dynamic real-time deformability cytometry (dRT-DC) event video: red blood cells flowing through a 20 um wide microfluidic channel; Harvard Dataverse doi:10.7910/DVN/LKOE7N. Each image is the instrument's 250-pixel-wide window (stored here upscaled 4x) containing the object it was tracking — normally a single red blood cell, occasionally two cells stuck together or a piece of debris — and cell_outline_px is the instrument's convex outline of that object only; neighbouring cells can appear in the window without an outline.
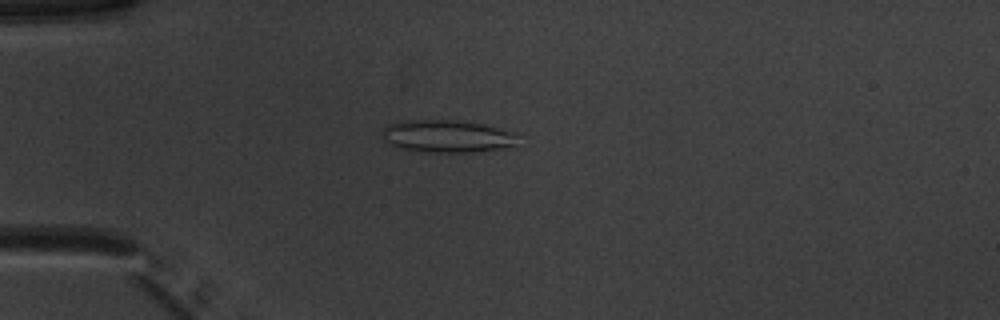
{"species": "common noctule bat (a hibernating species)", "species_latin": "Nyctalus noctula", "temperature_condition": "warm", "stored_images_in_passage": 49, "camera_frame_rate_fps": 3000, "um_per_image_px": 0.085, "animal": {"sex": "male", "body_mass_g": 20.1, "forearm_length_mm": 53.5}, "frame": {"image": 1, "passage_image": 12, "time_ms": 3.667, "image_size_px": [1000, 320], "cell_outline_px": [[520, 132], [516, 144], [500, 148], [472, 152], [428, 152], [400, 148], [388, 144], [384, 140], [380, 132], [388, 124], [400, 120], [456, 120], [480, 124]], "centroid_in_image_um": [37.99, 11.57], "position_along_channel_um": 47.0, "area_um2": 25.89}}
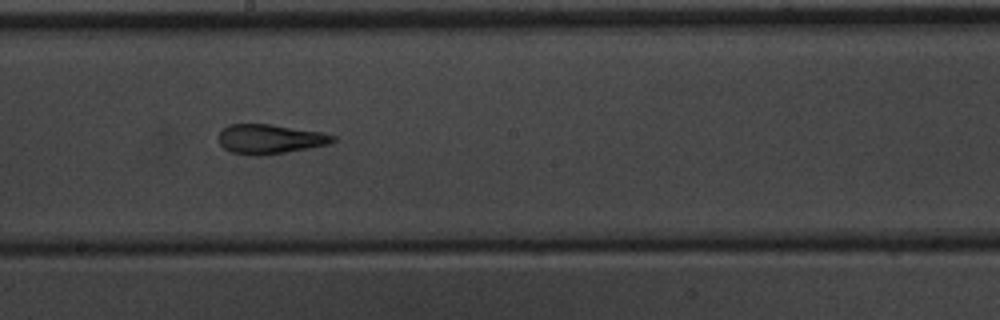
{"frame": {"image": 2, "passage_image": 27, "time_ms": 8.667, "image_size_px": [1000, 320], "cell_outline_px": [[336, 140], [328, 144], [308, 148], [284, 152], [256, 156], [232, 152], [224, 148], [220, 144], [220, 132], [228, 124], [272, 124], [320, 132], [336, 136]], "centroid_in_image_um": [22.94, 11.81], "position_along_channel_um": 225.3, "area_um2": 19.36}}
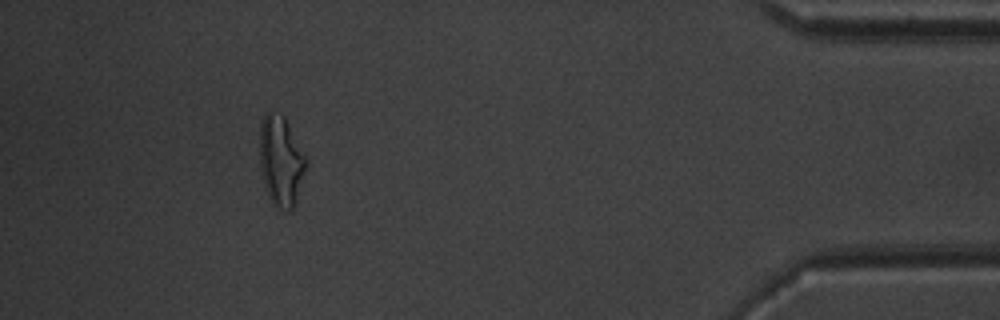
{"frame": {"image": 3, "passage_image": 45, "time_ms": 14.667, "image_size_px": [1000, 320], "cell_outline_px": [[308, 160], [292, 212], [288, 212], [272, 204], [264, 184], [260, 168], [260, 124], [264, 112], [268, 108], [284, 116]], "centroid_in_image_um": [23.86, 13.64], "position_along_channel_um": 411.3, "area_um2": 24.51}, "authors_computed_cell_mechanics": {"area_um2": 21.4438, "velocity_mm_per_s": 3.9778, "shape_relaxation_time_tau1_ms": 7.9296, "shape_relaxation_time_tau2_ms": 2.1669, "deformation_change_tau1": 0.2296, "deformation_change_tau2": 0.1382}}